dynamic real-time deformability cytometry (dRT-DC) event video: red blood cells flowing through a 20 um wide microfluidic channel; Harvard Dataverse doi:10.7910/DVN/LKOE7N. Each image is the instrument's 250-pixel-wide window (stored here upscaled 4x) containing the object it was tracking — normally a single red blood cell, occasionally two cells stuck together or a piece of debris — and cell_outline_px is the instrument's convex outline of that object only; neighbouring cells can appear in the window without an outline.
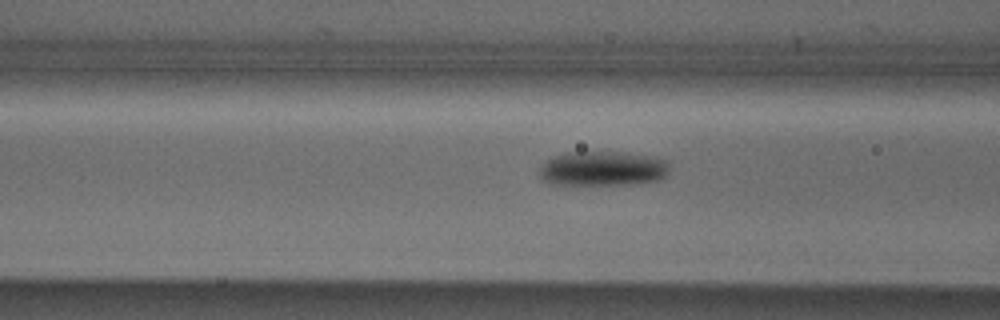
{"species": "Egyptian fruit bat (a non-hibernating species)", "species_latin": "Rousettus aegyptiacus", "temperature_condition": "cold", "stored_images_in_passage": 6, "camera_frame_rate_fps": 3000, "um_per_image_px": 0.085, "animal": {"sex": "male"}, "frame": {"image": 1, "passage_image": 4, "time_ms": 1.0, "image_size_px": [1000, 320], "cell_outline_px": [[668, 172], [664, 176], [656, 180], [632, 184], [552, 184], [540, 180], [540, 168], [552, 156], [568, 152], [624, 152], [656, 156], [668, 160]], "centroid_in_image_um": [51.24, 14.31], "position_along_channel_um": 115.4, "area_um2": 26.36}}